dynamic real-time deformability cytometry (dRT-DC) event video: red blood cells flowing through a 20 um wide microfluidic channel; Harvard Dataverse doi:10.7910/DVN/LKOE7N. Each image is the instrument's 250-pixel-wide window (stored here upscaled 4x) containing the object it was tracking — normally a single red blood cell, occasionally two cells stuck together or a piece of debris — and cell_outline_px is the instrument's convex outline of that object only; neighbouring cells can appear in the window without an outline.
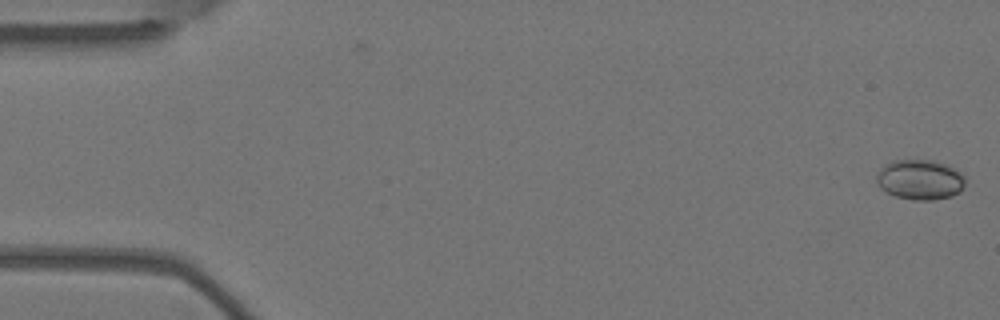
{"species": "Egyptian fruit bat (a non-hibernating species)", "species_latin": "Rousettus aegyptiacus", "temperature_condition": "warm", "stored_images_in_passage": 3, "camera_frame_rate_fps": 3000, "um_per_image_px": 0.085, "animal": {"sex": "female"}, "frame": {"image": 1, "passage_image": 1, "time_ms": 0.0, "image_size_px": [1000, 320], "cell_outline_px": [[964, 184], [960, 192], [952, 196], [932, 200], [916, 200], [896, 196], [880, 188], [876, 180], [876, 176], [880, 168], [884, 164], [892, 160], [932, 160], [948, 164], [960, 172], [964, 176]], "centroid_in_image_um": [78.2, 15.25], "position_along_channel_um": 6.8, "area_um2": 20.81}}